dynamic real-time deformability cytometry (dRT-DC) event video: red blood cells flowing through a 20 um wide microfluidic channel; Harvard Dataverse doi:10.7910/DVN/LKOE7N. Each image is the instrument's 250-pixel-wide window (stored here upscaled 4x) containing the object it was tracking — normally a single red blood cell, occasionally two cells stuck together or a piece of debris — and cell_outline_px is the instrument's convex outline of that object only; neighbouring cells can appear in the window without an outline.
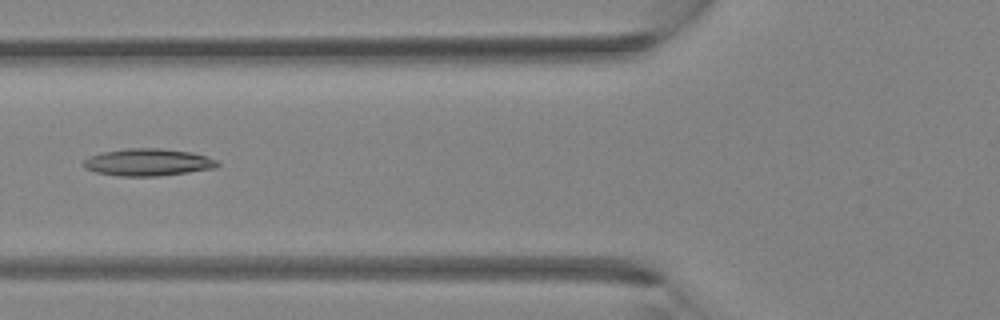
{"species": "Egyptian fruit bat (a non-hibernating species)", "species_latin": "Rousettus aegyptiacus", "temperature_condition": "room temperature", "stored_images_in_passage": 3, "camera_frame_rate_fps": 3000, "um_per_image_px": 0.085, "animal": {"sex": "female"}, "frame": {"image": 1, "passage_image": 3, "time_ms": 2.333, "image_size_px": [1000, 320], "cell_outline_px": [[220, 164], [216, 168], [160, 176], [116, 176], [96, 172], [84, 168], [84, 160], [88, 156], [104, 152], [128, 148], [160, 148], [192, 152], [208, 156], [216, 160]], "centroid_in_image_um": [12.59, 13.79], "position_along_channel_um": 113.2, "area_um2": 21.33}}